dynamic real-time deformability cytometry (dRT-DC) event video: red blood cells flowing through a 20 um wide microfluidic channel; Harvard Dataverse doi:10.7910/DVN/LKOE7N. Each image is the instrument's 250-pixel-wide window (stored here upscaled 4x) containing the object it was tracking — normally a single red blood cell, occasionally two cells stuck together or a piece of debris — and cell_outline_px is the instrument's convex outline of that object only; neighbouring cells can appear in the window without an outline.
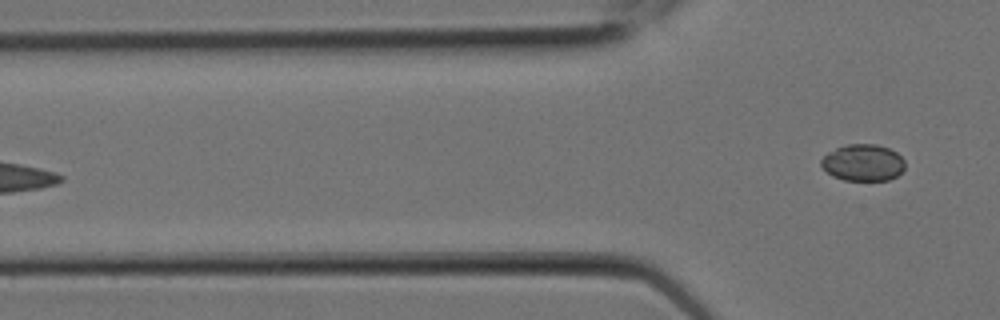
{"species": "Egyptian fruit bat (a non-hibernating species)", "species_latin": "Rousettus aegyptiacus", "temperature_condition": "room temperature", "stored_images_in_passage": 8, "segment_of_instrument_passage": [2, 2], "camera_frame_rate_fps": 3000, "um_per_image_px": 0.085, "animal": {"sex": "female"}, "frame": {"image": 1, "passage_image": 8, "time_ms": 2.333, "image_size_px": [1000, 320], "cell_outline_px": [[904, 168], [896, 176], [888, 180], [844, 180], [832, 176], [820, 164], [820, 160], [828, 152], [836, 148], [848, 144], [876, 144], [888, 148], [896, 152], [904, 160]], "centroid_in_image_um": [73.34, 13.82], "position_along_channel_um": 52.5, "area_um2": 17.8}}